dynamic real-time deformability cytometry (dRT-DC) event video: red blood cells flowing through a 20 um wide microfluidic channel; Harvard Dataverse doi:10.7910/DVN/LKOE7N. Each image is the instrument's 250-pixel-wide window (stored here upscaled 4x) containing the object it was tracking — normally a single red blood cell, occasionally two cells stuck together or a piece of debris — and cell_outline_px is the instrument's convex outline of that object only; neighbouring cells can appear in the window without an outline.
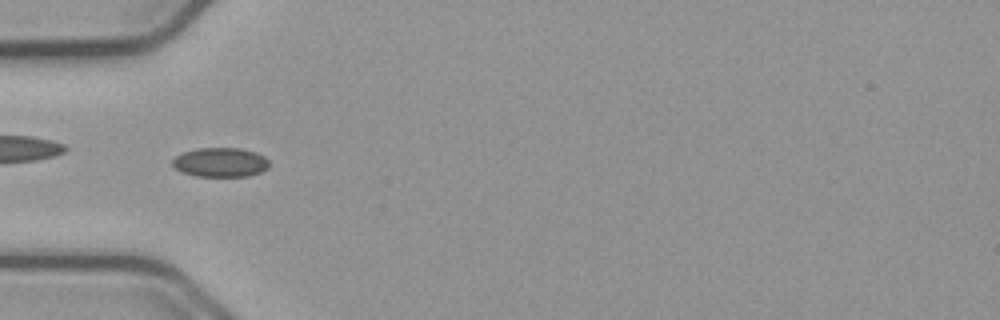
{"species": "common noctule bat (a hibernating species)", "species_latin": "Nyctalus noctula", "temperature_condition": "cold", "stored_images_in_passage": 33, "camera_frame_rate_fps": 3000, "um_per_image_px": 0.085, "animal": {"sex": "male", "body_mass_g": 23.1, "forearm_length_mm": 52.7}, "frame": {"image": 1, "passage_image": 1, "time_ms": 0.0, "image_size_px": [1000, 320], "cell_outline_px": [[268, 168], [260, 172], [248, 176], [196, 176], [184, 172], [176, 168], [172, 164], [172, 160], [176, 156], [184, 152], [196, 148], [240, 148], [256, 152], [264, 156], [268, 160]], "centroid_in_image_um": [18.75, 13.79], "position_along_channel_um": 66.2, "area_um2": 16.42}}
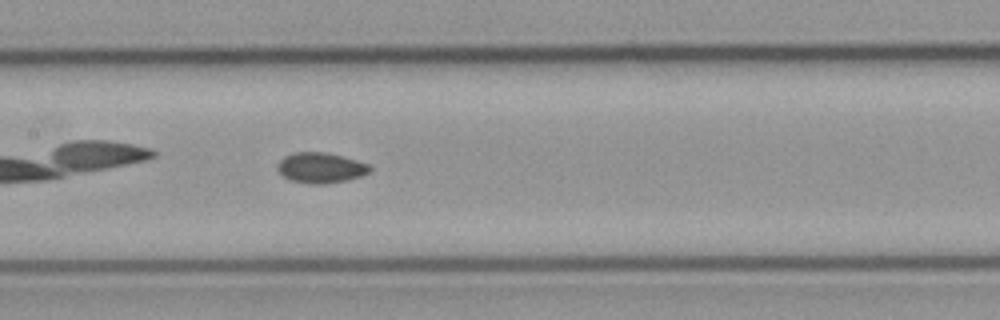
{"frame": {"image": 2, "passage_image": 10, "time_ms": 3.0, "image_size_px": [1000, 320], "cell_outline_px": [[372, 168], [368, 172], [360, 176], [348, 180], [328, 184], [308, 184], [288, 180], [276, 168], [276, 164], [284, 156], [296, 152], [324, 152], [356, 160], [368, 164]], "centroid_in_image_um": [27.22, 14.28], "position_along_channel_um": 180.2, "area_um2": 16.42}}
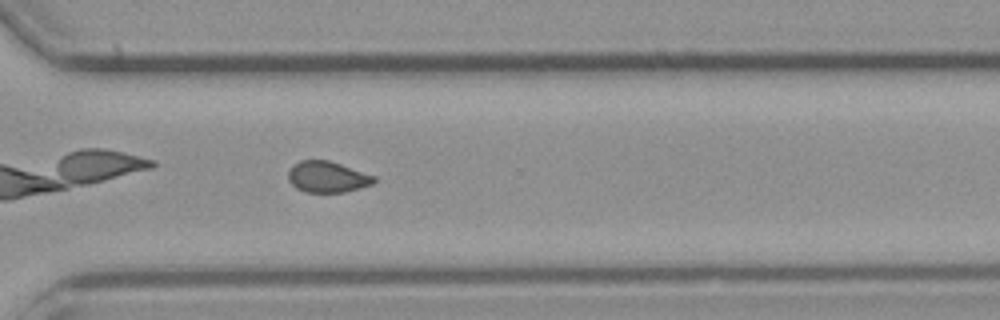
{"frame": {"image": 3, "passage_image": 23, "time_ms": 7.333, "image_size_px": [1000, 320], "cell_outline_px": [[376, 180], [372, 184], [360, 188], [344, 192], [304, 192], [296, 188], [288, 180], [288, 172], [292, 164], [300, 160], [328, 160], [376, 176]], "centroid_in_image_um": [27.8, 15.03], "position_along_channel_um": 342.8, "area_um2": 15.61}, "authors_computed_cell_mechanics": {"area_um2": 16.0106, "velocity_mm_per_s": 3.7717, "shape_relaxation_time_tau1_ms": null, "shape_relaxation_time_tau2_ms": 4.5883, "deformation_change_tau1": null, "deformation_change_tau2": 0.0645}}